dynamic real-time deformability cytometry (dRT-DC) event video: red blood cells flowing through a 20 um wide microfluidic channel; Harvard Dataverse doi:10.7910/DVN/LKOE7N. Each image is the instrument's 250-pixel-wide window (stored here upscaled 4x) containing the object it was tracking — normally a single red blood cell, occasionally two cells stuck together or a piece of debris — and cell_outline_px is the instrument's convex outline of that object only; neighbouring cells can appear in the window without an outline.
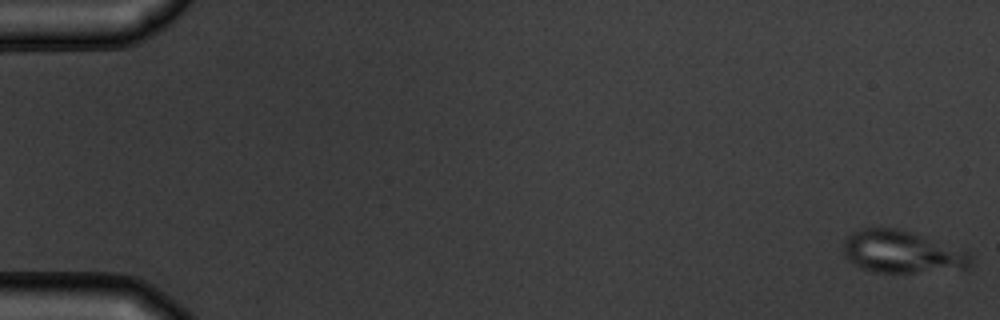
{"species": "common noctule bat (a hibernating species)", "species_latin": "Nyctalus noctula", "temperature_condition": "warm", "stored_images_in_passage": 14, "camera_frame_rate_fps": 3000, "um_per_image_px": 0.085, "animal": {"sex": "male", "body_mass_g": 19.5, "forearm_length_mm": 54.6}, "frame": {"image": 1, "passage_image": 1, "time_ms": 0.0, "image_size_px": [1000, 320], "cell_outline_px": [[972, 264], [968, 268], [912, 272], [872, 272], [860, 268], [848, 260], [844, 256], [844, 240], [852, 232], [864, 228], [896, 228], [968, 252], [972, 256]], "centroid_in_image_um": [76.61, 21.43], "position_along_channel_um": 8.4, "area_um2": 30.81}}
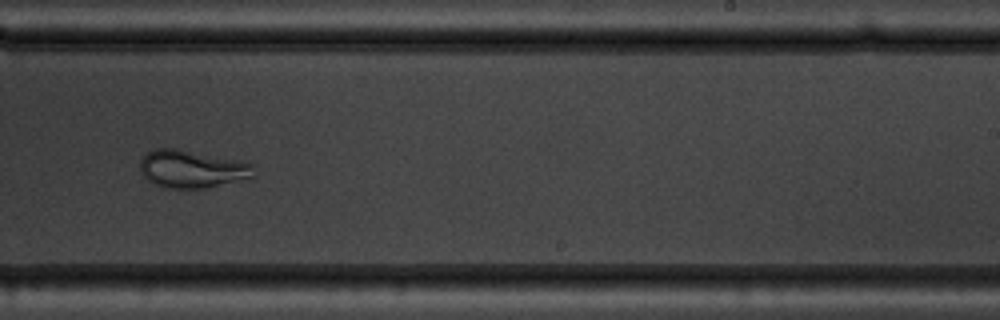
{"frame": {"image": 2, "passage_image": 10, "time_ms": 11.0, "image_size_px": [1000, 320], "cell_outline_px": [[256, 176], [208, 188], [164, 188], [152, 184], [140, 172], [140, 160], [148, 152], [156, 148], [176, 148], [240, 160], [252, 164]], "centroid_in_image_um": [16.31, 14.37], "position_along_channel_um": 272.7, "area_um2": 25.2}, "authors_computed_cell_mechanics": {"area_um2": 29.0445, "velocity_mm_per_s": 3.8602, "shape_relaxation_time_tau1_ms": 5.3108, "shape_relaxation_time_tau2_ms": null, "deformation_change_tau1": 0.1333, "deformation_change_tau2": null}}